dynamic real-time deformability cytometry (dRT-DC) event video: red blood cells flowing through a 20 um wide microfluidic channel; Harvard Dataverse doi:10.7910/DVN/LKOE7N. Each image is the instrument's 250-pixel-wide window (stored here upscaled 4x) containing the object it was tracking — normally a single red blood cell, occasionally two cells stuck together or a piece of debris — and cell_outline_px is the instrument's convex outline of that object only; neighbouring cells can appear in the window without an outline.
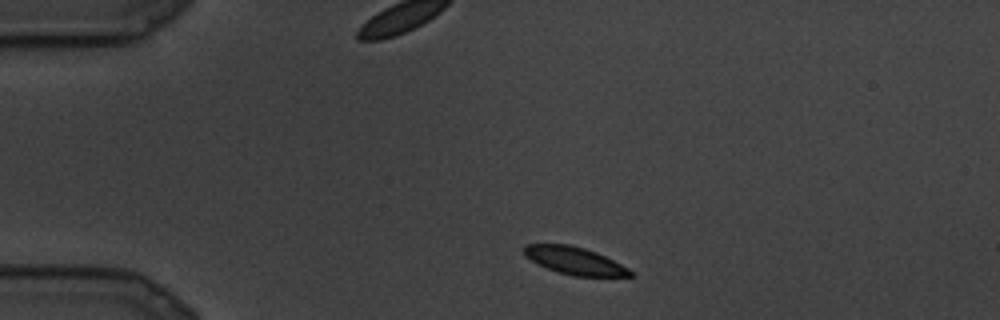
{"species": "common noctule bat (a hibernating species)", "species_latin": "Nyctalus noctula", "temperature_condition": "cold", "stored_images_in_passage": 21, "camera_frame_rate_fps": 3000, "um_per_image_px": 0.085, "animal": {"sex": "male", "body_mass_g": 19.5, "forearm_length_mm": 54.6}, "frame": {"image": 1, "passage_image": 1, "time_ms": 0.0, "image_size_px": [1000, 320], "cell_outline_px": [[636, 276], [576, 276], [560, 272], [548, 268], [532, 260], [524, 252], [524, 244], [568, 244], [584, 248], [596, 252], [628, 268]], "centroid_in_image_um": [48.87, 22.15], "position_along_channel_um": 36.1, "area_um2": 16.53}}
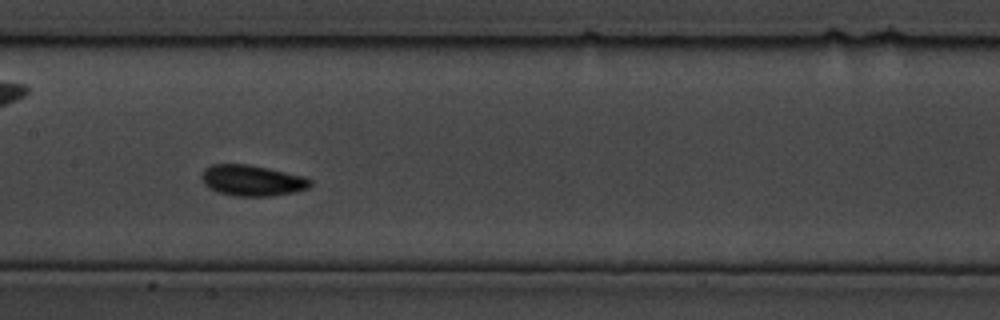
{"frame": {"image": 2, "passage_image": 9, "time_ms": 2.667, "image_size_px": [1000, 320], "cell_outline_px": [[312, 184], [308, 188], [296, 192], [268, 196], [236, 196], [220, 192], [204, 184], [200, 176], [204, 168], [212, 164], [248, 164], [268, 168], [304, 176], [312, 180]], "centroid_in_image_um": [21.44, 15.33], "position_along_channel_um": 186.0, "area_um2": 19.54}}
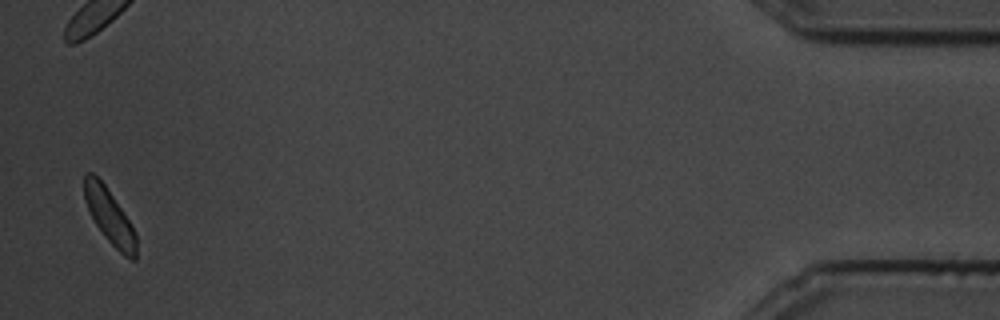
{"frame": {"image": 3, "passage_image": 21, "time_ms": 6.667, "image_size_px": [1000, 320], "cell_outline_px": [[136, 260], [132, 260], [124, 256], [108, 240], [96, 224], [84, 200], [84, 176], [88, 172], [92, 172], [104, 184], [132, 224], [136, 232]], "centroid_in_image_um": [9.33, 18.4], "position_along_channel_um": 425.9, "area_um2": 16.3}}